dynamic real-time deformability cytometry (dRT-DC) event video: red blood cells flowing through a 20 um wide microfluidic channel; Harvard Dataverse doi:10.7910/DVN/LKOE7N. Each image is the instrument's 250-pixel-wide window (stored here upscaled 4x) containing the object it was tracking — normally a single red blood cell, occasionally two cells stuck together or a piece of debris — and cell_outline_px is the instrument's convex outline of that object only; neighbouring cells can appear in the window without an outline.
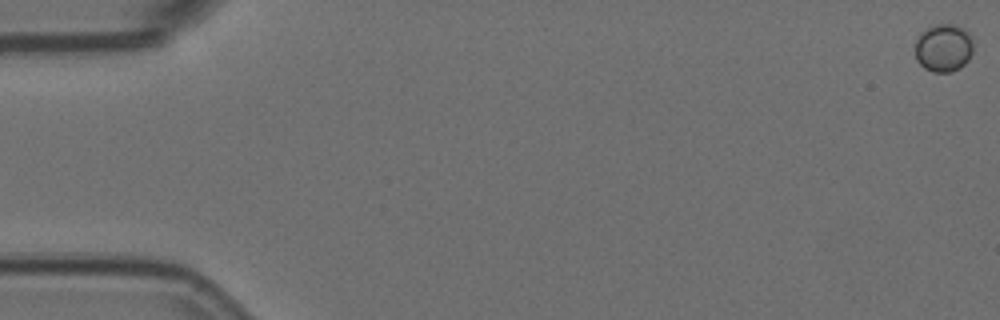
{"species": "Egyptian fruit bat (a non-hibernating species)", "species_latin": "Rousettus aegyptiacus", "temperature_condition": "room temperature", "stored_images_in_passage": 12, "camera_frame_rate_fps": 3000, "um_per_image_px": 0.085, "animal": {"sex": "female"}, "frame": {"image": 1, "passage_image": 1, "time_ms": 0.0, "image_size_px": [1000, 320], "cell_outline_px": [[972, 52], [968, 60], [960, 68], [948, 72], [932, 72], [924, 68], [916, 60], [916, 40], [928, 28], [936, 24], [956, 24], [964, 28], [972, 36]], "centroid_in_image_um": [80.23, 4.07], "position_along_channel_um": 4.8, "area_um2": 16.18}}